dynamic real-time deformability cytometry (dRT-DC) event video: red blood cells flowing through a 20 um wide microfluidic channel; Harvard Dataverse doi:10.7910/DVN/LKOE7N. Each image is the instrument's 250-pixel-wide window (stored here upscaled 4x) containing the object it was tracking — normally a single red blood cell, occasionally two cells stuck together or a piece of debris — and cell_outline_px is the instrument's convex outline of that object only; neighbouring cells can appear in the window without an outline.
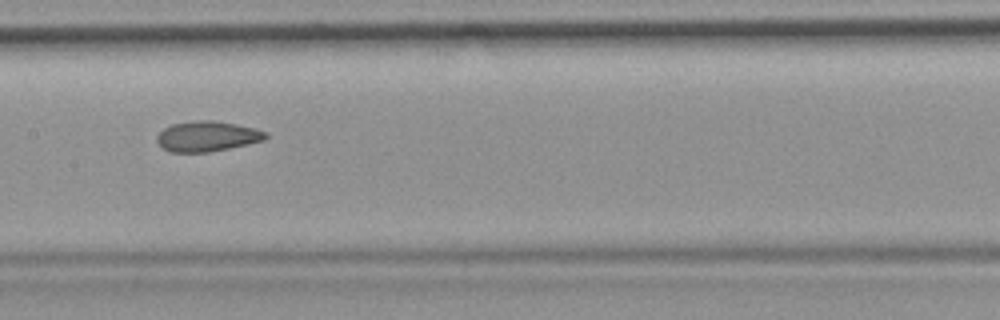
{"species": "common noctule bat (a hibernating species)", "species_latin": "Nyctalus noctula", "temperature_condition": "room temperature", "stored_images_in_passage": 9, "camera_frame_rate_fps": 3000, "um_per_image_px": 0.085, "animal": {"sex": "female", "body_mass_g": 19.9}, "frame": {"image": 1, "passage_image": 7, "time_ms": 7.667, "image_size_px": [1000, 320], "cell_outline_px": [[268, 136], [264, 140], [228, 148], [208, 152], [172, 152], [164, 148], [156, 140], [156, 136], [164, 128], [172, 124], [196, 120], [212, 120], [236, 124], [256, 128], [268, 132]], "centroid_in_image_um": [17.62, 11.57], "position_along_channel_um": 189.8, "area_um2": 19.07}}